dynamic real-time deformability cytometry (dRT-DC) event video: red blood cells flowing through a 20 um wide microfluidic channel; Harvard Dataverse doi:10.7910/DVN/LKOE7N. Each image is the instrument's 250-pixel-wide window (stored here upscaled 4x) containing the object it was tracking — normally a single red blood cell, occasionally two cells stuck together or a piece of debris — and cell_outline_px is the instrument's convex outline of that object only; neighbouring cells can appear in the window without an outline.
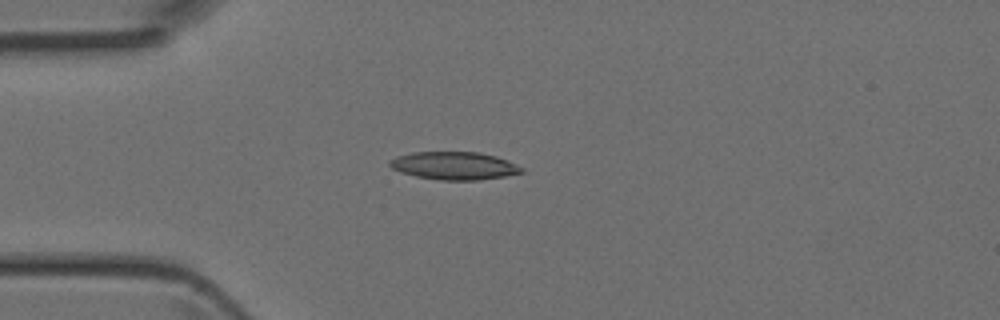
{"species": "Egyptian fruit bat (a non-hibernating species)", "species_latin": "Rousettus aegyptiacus", "temperature_condition": "room temperature", "stored_images_in_passage": 3, "camera_frame_rate_fps": 3000, "um_per_image_px": 0.085, "animal": {"sex": "female"}, "frame": {"image": 1, "passage_image": 2, "time_ms": 0.333, "image_size_px": [1000, 320], "cell_outline_px": [[524, 172], [504, 176], [480, 180], [440, 180], [416, 176], [400, 172], [392, 168], [388, 164], [388, 160], [396, 156], [412, 152], [480, 152], [496, 156], [508, 160], [524, 168]], "centroid_in_image_um": [38.6, 14.08], "position_along_channel_um": 46.4, "area_um2": 21.56}}